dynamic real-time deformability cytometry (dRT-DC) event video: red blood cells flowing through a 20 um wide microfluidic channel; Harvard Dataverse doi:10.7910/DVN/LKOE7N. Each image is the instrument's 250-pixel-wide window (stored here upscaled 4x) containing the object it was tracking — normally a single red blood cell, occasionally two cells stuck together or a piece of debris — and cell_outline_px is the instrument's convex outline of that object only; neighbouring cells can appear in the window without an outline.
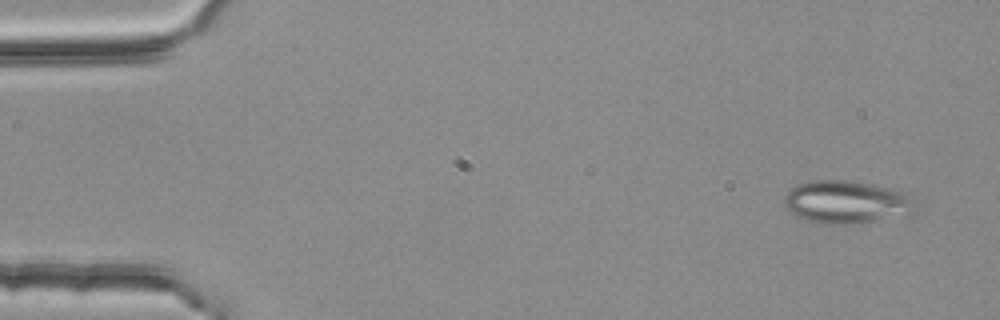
{"species": "common noctule bat (a hibernating species)", "species_latin": "Nyctalus noctula", "temperature_condition": "room temperature", "stored_images_in_passage": 3, "camera_frame_rate_fps": 3000, "um_per_image_px": 0.085, "animal": {"sex": "female", "body_mass_g": 25.1}, "frame": {"image": 1, "passage_image": 1, "time_ms": 0.0, "image_size_px": [1000, 320], "cell_outline_px": [[920, 212], [912, 216], [852, 224], [824, 224], [804, 220], [796, 216], [784, 204], [784, 196], [788, 188], [796, 184], [808, 180], [844, 180], [872, 184], [908, 192]], "centroid_in_image_um": [72.03, 17.19], "position_along_channel_um": 13.0, "area_um2": 33.81}}